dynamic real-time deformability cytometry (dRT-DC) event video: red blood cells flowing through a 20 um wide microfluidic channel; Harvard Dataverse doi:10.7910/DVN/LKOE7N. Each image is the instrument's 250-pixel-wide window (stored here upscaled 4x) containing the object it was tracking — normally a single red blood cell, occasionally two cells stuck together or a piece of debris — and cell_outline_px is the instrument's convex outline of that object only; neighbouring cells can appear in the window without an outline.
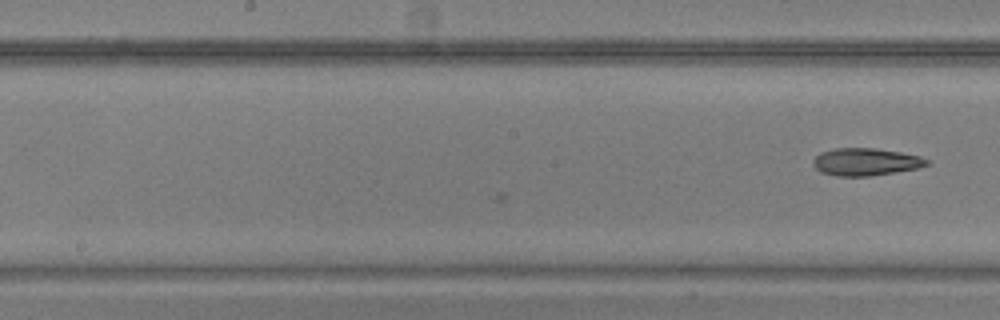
{"species": "common noctule bat (a hibernating species)", "species_latin": "Nyctalus noctula", "temperature_condition": "warm", "stored_images_in_passage": 9, "camera_frame_rate_fps": 3000, "um_per_image_px": 0.085, "animal": {"sex": "male", "body_mass_g": 20.5, "forearm_length_mm": 52.5}, "frame": {"image": 1, "passage_image": 9, "time_ms": 2.667, "image_size_px": [1000, 320], "cell_outline_px": [[932, 164], [916, 168], [896, 172], [868, 176], [836, 176], [820, 172], [812, 164], [812, 160], [820, 152], [836, 148], [876, 148], [900, 152], [920, 156], [932, 160]], "centroid_in_image_um": [73.61, 13.75], "position_along_channel_um": 174.6, "area_um2": 18.38}}